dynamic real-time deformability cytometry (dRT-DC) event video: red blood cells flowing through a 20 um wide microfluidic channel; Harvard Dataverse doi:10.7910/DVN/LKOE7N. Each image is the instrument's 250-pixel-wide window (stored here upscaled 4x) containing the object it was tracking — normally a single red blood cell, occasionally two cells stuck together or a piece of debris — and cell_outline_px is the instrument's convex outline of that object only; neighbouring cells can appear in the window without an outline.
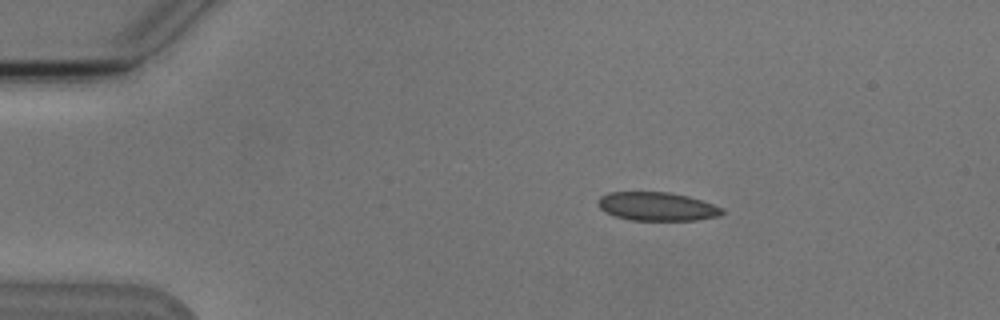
{"species": "Egyptian fruit bat (a non-hibernating species)", "species_latin": "Rousettus aegyptiacus", "temperature_condition": "cold", "stored_images_in_passage": 3, "camera_frame_rate_fps": 3000, "um_per_image_px": 0.085, "animal": {"sex": "male"}, "frame": {"image": 1, "passage_image": 1, "time_ms": 0.0, "image_size_px": [1000, 320], "cell_outline_px": [[724, 212], [720, 216], [696, 220], [632, 220], [616, 216], [600, 208], [596, 204], [600, 196], [608, 192], [668, 192], [688, 196], [724, 208]], "centroid_in_image_um": [55.85, 17.54], "position_along_channel_um": 29.1, "area_um2": 20.58}}
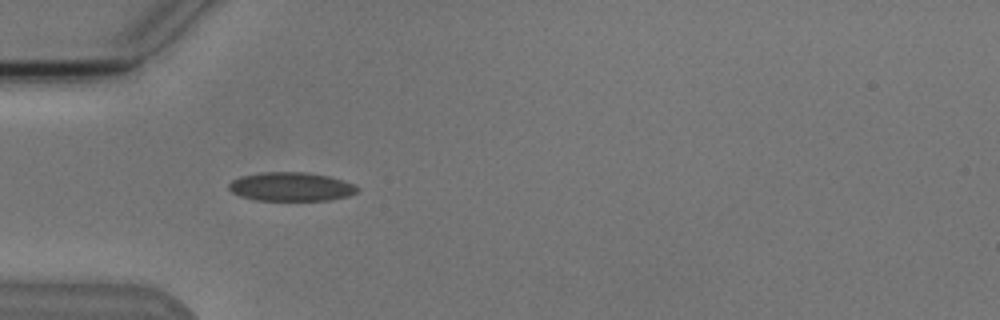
{"frame": {"image": 2, "passage_image": 2, "time_ms": 2.333, "image_size_px": [1000, 320], "cell_outline_px": [[360, 188], [356, 192], [348, 196], [328, 200], [256, 200], [240, 196], [232, 192], [228, 188], [228, 184], [232, 180], [240, 176], [260, 172], [304, 172], [328, 176], [352, 184]], "centroid_in_image_um": [24.69, 15.87], "position_along_channel_um": 60.3, "area_um2": 21.44}}